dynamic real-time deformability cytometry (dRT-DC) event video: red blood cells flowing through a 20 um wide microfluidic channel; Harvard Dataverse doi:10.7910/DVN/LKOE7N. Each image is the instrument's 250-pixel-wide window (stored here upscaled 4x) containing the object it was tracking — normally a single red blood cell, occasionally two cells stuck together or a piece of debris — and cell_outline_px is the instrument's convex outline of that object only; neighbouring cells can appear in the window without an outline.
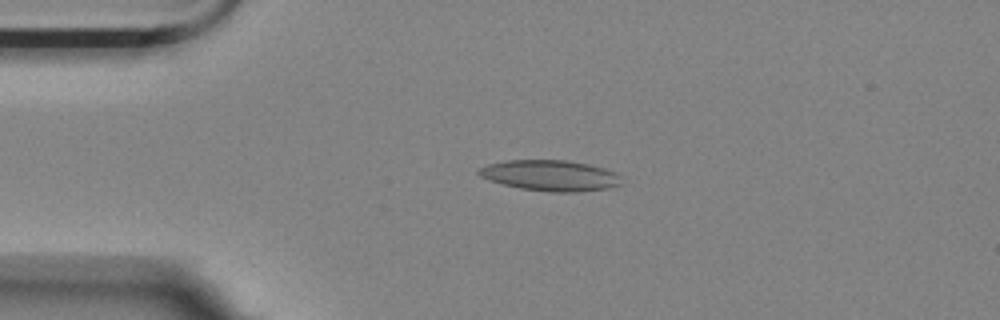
{"species": "Egyptian fruit bat (a non-hibernating species)", "species_latin": "Rousettus aegyptiacus", "temperature_condition": "room temperature", "stored_images_in_passage": 5, "camera_frame_rate_fps": 3000, "um_per_image_px": 0.085, "animal": {"sex": "female"}, "frame": {"image": 1, "passage_image": 3, "time_ms": 2.333, "image_size_px": [1000, 320], "cell_outline_px": [[620, 184], [608, 188], [576, 192], [552, 192], [520, 188], [488, 180], [480, 176], [476, 172], [480, 168], [488, 164], [508, 160], [564, 160], [588, 164], [604, 168], [620, 176]], "centroid_in_image_um": [46.74, 14.92], "position_along_channel_um": 38.3, "area_um2": 25.32}}
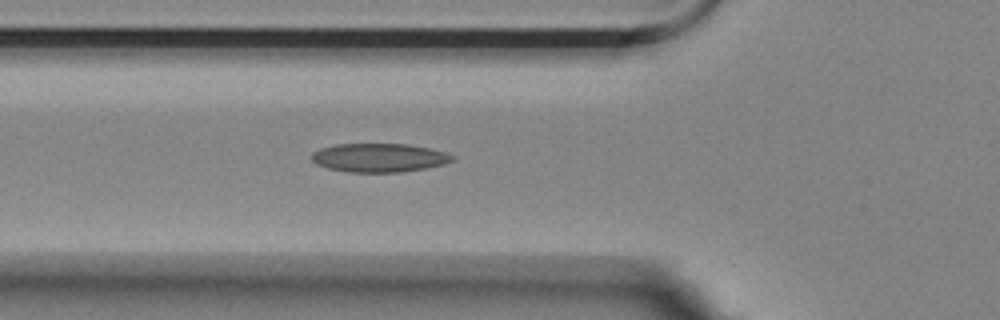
{"frame": {"image": 2, "passage_image": 5, "time_ms": 4.667, "image_size_px": [1000, 320], "cell_outline_px": [[456, 160], [444, 164], [424, 168], [400, 172], [348, 172], [328, 168], [316, 164], [312, 160], [312, 152], [320, 148], [336, 144], [408, 144], [432, 148], [456, 156]], "centroid_in_image_um": [32.25, 13.4], "position_along_channel_um": 93.5, "area_um2": 23.64}}